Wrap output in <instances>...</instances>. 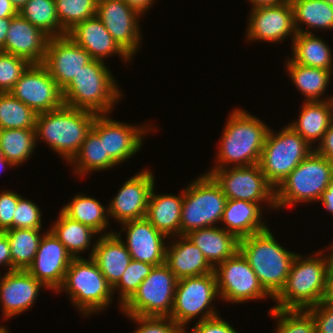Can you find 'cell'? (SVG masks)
Here are the masks:
<instances>
[{
	"label": "cell",
	"mask_w": 333,
	"mask_h": 333,
	"mask_svg": "<svg viewBox=\"0 0 333 333\" xmlns=\"http://www.w3.org/2000/svg\"><path fill=\"white\" fill-rule=\"evenodd\" d=\"M331 247V254L325 257L321 251L313 254L315 258L311 256L305 259L296 255L284 287L273 299L277 301L273 308L307 309L325 300L333 261V244Z\"/></svg>",
	"instance_id": "6da1fadb"
},
{
	"label": "cell",
	"mask_w": 333,
	"mask_h": 333,
	"mask_svg": "<svg viewBox=\"0 0 333 333\" xmlns=\"http://www.w3.org/2000/svg\"><path fill=\"white\" fill-rule=\"evenodd\" d=\"M226 123L217 154L218 163L211 170L229 168L231 163L233 167L258 164L270 128L241 109H234Z\"/></svg>",
	"instance_id": "7a4b0ae2"
},
{
	"label": "cell",
	"mask_w": 333,
	"mask_h": 333,
	"mask_svg": "<svg viewBox=\"0 0 333 333\" xmlns=\"http://www.w3.org/2000/svg\"><path fill=\"white\" fill-rule=\"evenodd\" d=\"M239 251L264 290L274 299L284 287L297 254L280 246L269 228L240 239Z\"/></svg>",
	"instance_id": "3957f363"
},
{
	"label": "cell",
	"mask_w": 333,
	"mask_h": 333,
	"mask_svg": "<svg viewBox=\"0 0 333 333\" xmlns=\"http://www.w3.org/2000/svg\"><path fill=\"white\" fill-rule=\"evenodd\" d=\"M96 115L64 104L58 109L37 114L36 140L41 137L39 140L46 141L53 151L70 162L92 129Z\"/></svg>",
	"instance_id": "277c9868"
},
{
	"label": "cell",
	"mask_w": 333,
	"mask_h": 333,
	"mask_svg": "<svg viewBox=\"0 0 333 333\" xmlns=\"http://www.w3.org/2000/svg\"><path fill=\"white\" fill-rule=\"evenodd\" d=\"M116 85L104 61L92 60L62 90L63 103L97 115L108 114L122 96Z\"/></svg>",
	"instance_id": "5b68a950"
},
{
	"label": "cell",
	"mask_w": 333,
	"mask_h": 333,
	"mask_svg": "<svg viewBox=\"0 0 333 333\" xmlns=\"http://www.w3.org/2000/svg\"><path fill=\"white\" fill-rule=\"evenodd\" d=\"M333 180V161L312 151L276 188V210L319 201Z\"/></svg>",
	"instance_id": "8992f818"
},
{
	"label": "cell",
	"mask_w": 333,
	"mask_h": 333,
	"mask_svg": "<svg viewBox=\"0 0 333 333\" xmlns=\"http://www.w3.org/2000/svg\"><path fill=\"white\" fill-rule=\"evenodd\" d=\"M61 290L69 293L74 305L85 316L106 309L114 297L112 286L91 257L72 259L58 289Z\"/></svg>",
	"instance_id": "52a82bcc"
},
{
	"label": "cell",
	"mask_w": 333,
	"mask_h": 333,
	"mask_svg": "<svg viewBox=\"0 0 333 333\" xmlns=\"http://www.w3.org/2000/svg\"><path fill=\"white\" fill-rule=\"evenodd\" d=\"M226 201L221 187L210 175L199 176L183 191L180 235L220 222Z\"/></svg>",
	"instance_id": "ba28073f"
},
{
	"label": "cell",
	"mask_w": 333,
	"mask_h": 333,
	"mask_svg": "<svg viewBox=\"0 0 333 333\" xmlns=\"http://www.w3.org/2000/svg\"><path fill=\"white\" fill-rule=\"evenodd\" d=\"M312 146L289 125L275 134L268 131L259 165L276 188L312 151Z\"/></svg>",
	"instance_id": "9c48e42d"
},
{
	"label": "cell",
	"mask_w": 333,
	"mask_h": 333,
	"mask_svg": "<svg viewBox=\"0 0 333 333\" xmlns=\"http://www.w3.org/2000/svg\"><path fill=\"white\" fill-rule=\"evenodd\" d=\"M176 284L177 278L165 263L154 266L121 310L127 316L170 317Z\"/></svg>",
	"instance_id": "30bf717a"
},
{
	"label": "cell",
	"mask_w": 333,
	"mask_h": 333,
	"mask_svg": "<svg viewBox=\"0 0 333 333\" xmlns=\"http://www.w3.org/2000/svg\"><path fill=\"white\" fill-rule=\"evenodd\" d=\"M218 296L214 272L177 280L170 318L185 330L187 323L200 313L203 314L198 321L215 317L218 314L211 302Z\"/></svg>",
	"instance_id": "8fae6325"
},
{
	"label": "cell",
	"mask_w": 333,
	"mask_h": 333,
	"mask_svg": "<svg viewBox=\"0 0 333 333\" xmlns=\"http://www.w3.org/2000/svg\"><path fill=\"white\" fill-rule=\"evenodd\" d=\"M210 175L228 199L268 203L276 208L275 187L267 180L258 164L210 170Z\"/></svg>",
	"instance_id": "7c38bea8"
},
{
	"label": "cell",
	"mask_w": 333,
	"mask_h": 333,
	"mask_svg": "<svg viewBox=\"0 0 333 333\" xmlns=\"http://www.w3.org/2000/svg\"><path fill=\"white\" fill-rule=\"evenodd\" d=\"M219 297L232 303L270 296L260 284L248 261L238 250L214 268Z\"/></svg>",
	"instance_id": "4fadbf2b"
},
{
	"label": "cell",
	"mask_w": 333,
	"mask_h": 333,
	"mask_svg": "<svg viewBox=\"0 0 333 333\" xmlns=\"http://www.w3.org/2000/svg\"><path fill=\"white\" fill-rule=\"evenodd\" d=\"M9 93L37 114L64 104L62 90L42 63L30 64Z\"/></svg>",
	"instance_id": "5bb4252c"
},
{
	"label": "cell",
	"mask_w": 333,
	"mask_h": 333,
	"mask_svg": "<svg viewBox=\"0 0 333 333\" xmlns=\"http://www.w3.org/2000/svg\"><path fill=\"white\" fill-rule=\"evenodd\" d=\"M97 17L118 45L132 58L141 41L139 13L124 0H98Z\"/></svg>",
	"instance_id": "9a60e30c"
},
{
	"label": "cell",
	"mask_w": 333,
	"mask_h": 333,
	"mask_svg": "<svg viewBox=\"0 0 333 333\" xmlns=\"http://www.w3.org/2000/svg\"><path fill=\"white\" fill-rule=\"evenodd\" d=\"M92 60L84 48L65 35L49 39L42 64L63 90L82 67Z\"/></svg>",
	"instance_id": "2e32d148"
},
{
	"label": "cell",
	"mask_w": 333,
	"mask_h": 333,
	"mask_svg": "<svg viewBox=\"0 0 333 333\" xmlns=\"http://www.w3.org/2000/svg\"><path fill=\"white\" fill-rule=\"evenodd\" d=\"M96 115L92 129L104 139L105 155H109L117 164L135 155L142 147V137L150 126H134ZM149 128V129H147Z\"/></svg>",
	"instance_id": "e0dca14e"
},
{
	"label": "cell",
	"mask_w": 333,
	"mask_h": 333,
	"mask_svg": "<svg viewBox=\"0 0 333 333\" xmlns=\"http://www.w3.org/2000/svg\"><path fill=\"white\" fill-rule=\"evenodd\" d=\"M153 173L141 170L128 179L108 204V215L124 223L146 217L151 191L155 185ZM111 215V216H110Z\"/></svg>",
	"instance_id": "ac0fdd59"
},
{
	"label": "cell",
	"mask_w": 333,
	"mask_h": 333,
	"mask_svg": "<svg viewBox=\"0 0 333 333\" xmlns=\"http://www.w3.org/2000/svg\"><path fill=\"white\" fill-rule=\"evenodd\" d=\"M72 259L65 246L48 230L42 236L34 261L27 271L47 289L57 292Z\"/></svg>",
	"instance_id": "d6986e66"
},
{
	"label": "cell",
	"mask_w": 333,
	"mask_h": 333,
	"mask_svg": "<svg viewBox=\"0 0 333 333\" xmlns=\"http://www.w3.org/2000/svg\"><path fill=\"white\" fill-rule=\"evenodd\" d=\"M251 10L246 33L249 41L279 42L290 34H292L293 41L297 32L294 27L293 7L290 1Z\"/></svg>",
	"instance_id": "ffe728a7"
},
{
	"label": "cell",
	"mask_w": 333,
	"mask_h": 333,
	"mask_svg": "<svg viewBox=\"0 0 333 333\" xmlns=\"http://www.w3.org/2000/svg\"><path fill=\"white\" fill-rule=\"evenodd\" d=\"M121 231L127 229L126 247L133 260L159 266L165 263L166 235L158 231L147 219L122 223Z\"/></svg>",
	"instance_id": "44dd1931"
},
{
	"label": "cell",
	"mask_w": 333,
	"mask_h": 333,
	"mask_svg": "<svg viewBox=\"0 0 333 333\" xmlns=\"http://www.w3.org/2000/svg\"><path fill=\"white\" fill-rule=\"evenodd\" d=\"M50 37L19 14L11 18L7 37L1 52L27 60L30 64L44 61Z\"/></svg>",
	"instance_id": "7402d4cb"
},
{
	"label": "cell",
	"mask_w": 333,
	"mask_h": 333,
	"mask_svg": "<svg viewBox=\"0 0 333 333\" xmlns=\"http://www.w3.org/2000/svg\"><path fill=\"white\" fill-rule=\"evenodd\" d=\"M45 286L27 270L7 271L0 277V302L5 318L27 311Z\"/></svg>",
	"instance_id": "603a6c76"
},
{
	"label": "cell",
	"mask_w": 333,
	"mask_h": 333,
	"mask_svg": "<svg viewBox=\"0 0 333 333\" xmlns=\"http://www.w3.org/2000/svg\"><path fill=\"white\" fill-rule=\"evenodd\" d=\"M67 35L84 48L93 60L104 61V58L113 54H118L124 62L131 59L113 39L97 15L78 23Z\"/></svg>",
	"instance_id": "cb8c5ba5"
},
{
	"label": "cell",
	"mask_w": 333,
	"mask_h": 333,
	"mask_svg": "<svg viewBox=\"0 0 333 333\" xmlns=\"http://www.w3.org/2000/svg\"><path fill=\"white\" fill-rule=\"evenodd\" d=\"M107 282L113 287L132 260L120 233L108 232L94 243L89 254Z\"/></svg>",
	"instance_id": "d4e9b609"
},
{
	"label": "cell",
	"mask_w": 333,
	"mask_h": 333,
	"mask_svg": "<svg viewBox=\"0 0 333 333\" xmlns=\"http://www.w3.org/2000/svg\"><path fill=\"white\" fill-rule=\"evenodd\" d=\"M166 246L165 264L177 280L214 272L202 251L186 235Z\"/></svg>",
	"instance_id": "484cf974"
},
{
	"label": "cell",
	"mask_w": 333,
	"mask_h": 333,
	"mask_svg": "<svg viewBox=\"0 0 333 333\" xmlns=\"http://www.w3.org/2000/svg\"><path fill=\"white\" fill-rule=\"evenodd\" d=\"M186 236L202 251L213 268L239 250V239L224 228L217 226L200 228L191 231Z\"/></svg>",
	"instance_id": "4316f807"
},
{
	"label": "cell",
	"mask_w": 333,
	"mask_h": 333,
	"mask_svg": "<svg viewBox=\"0 0 333 333\" xmlns=\"http://www.w3.org/2000/svg\"><path fill=\"white\" fill-rule=\"evenodd\" d=\"M262 208L258 203L246 200L226 201L221 223L227 232L234 234L239 240L268 229L262 218Z\"/></svg>",
	"instance_id": "83f0119b"
},
{
	"label": "cell",
	"mask_w": 333,
	"mask_h": 333,
	"mask_svg": "<svg viewBox=\"0 0 333 333\" xmlns=\"http://www.w3.org/2000/svg\"><path fill=\"white\" fill-rule=\"evenodd\" d=\"M151 191L146 219L167 237L180 236V221L183 204V193L175 195H156Z\"/></svg>",
	"instance_id": "f1b7e54d"
},
{
	"label": "cell",
	"mask_w": 333,
	"mask_h": 333,
	"mask_svg": "<svg viewBox=\"0 0 333 333\" xmlns=\"http://www.w3.org/2000/svg\"><path fill=\"white\" fill-rule=\"evenodd\" d=\"M332 123L330 100L305 101L300 116L289 126L299 133L311 146L312 142H321L325 132Z\"/></svg>",
	"instance_id": "f546056e"
},
{
	"label": "cell",
	"mask_w": 333,
	"mask_h": 333,
	"mask_svg": "<svg viewBox=\"0 0 333 333\" xmlns=\"http://www.w3.org/2000/svg\"><path fill=\"white\" fill-rule=\"evenodd\" d=\"M291 58L295 63L333 71L331 48L313 33H296Z\"/></svg>",
	"instance_id": "4dcf8cb0"
},
{
	"label": "cell",
	"mask_w": 333,
	"mask_h": 333,
	"mask_svg": "<svg viewBox=\"0 0 333 333\" xmlns=\"http://www.w3.org/2000/svg\"><path fill=\"white\" fill-rule=\"evenodd\" d=\"M286 64L292 82L305 95L307 102L329 100L323 98L320 100V96L325 93L333 71L298 64L291 58Z\"/></svg>",
	"instance_id": "1f68e13d"
},
{
	"label": "cell",
	"mask_w": 333,
	"mask_h": 333,
	"mask_svg": "<svg viewBox=\"0 0 333 333\" xmlns=\"http://www.w3.org/2000/svg\"><path fill=\"white\" fill-rule=\"evenodd\" d=\"M71 163L75 166V172L82 176L117 165L109 155H105L104 139H100L93 129L87 133L79 152L70 161Z\"/></svg>",
	"instance_id": "d6a6232c"
},
{
	"label": "cell",
	"mask_w": 333,
	"mask_h": 333,
	"mask_svg": "<svg viewBox=\"0 0 333 333\" xmlns=\"http://www.w3.org/2000/svg\"><path fill=\"white\" fill-rule=\"evenodd\" d=\"M294 27L297 33H312L304 31L300 23L309 28L327 30L333 29V6L324 0H292Z\"/></svg>",
	"instance_id": "836d02e7"
},
{
	"label": "cell",
	"mask_w": 333,
	"mask_h": 333,
	"mask_svg": "<svg viewBox=\"0 0 333 333\" xmlns=\"http://www.w3.org/2000/svg\"><path fill=\"white\" fill-rule=\"evenodd\" d=\"M50 231L57 239L65 246L68 253L73 258H80L79 253L84 252L90 247L92 236L98 234L89 226L70 219L62 211L59 213V218L52 225Z\"/></svg>",
	"instance_id": "e575fe53"
},
{
	"label": "cell",
	"mask_w": 333,
	"mask_h": 333,
	"mask_svg": "<svg viewBox=\"0 0 333 333\" xmlns=\"http://www.w3.org/2000/svg\"><path fill=\"white\" fill-rule=\"evenodd\" d=\"M94 198L85 196L84 194L75 195L70 203L65 205L61 211L70 219L78 221L83 225L89 226L97 233H101L107 229L108 210Z\"/></svg>",
	"instance_id": "d590c367"
},
{
	"label": "cell",
	"mask_w": 333,
	"mask_h": 333,
	"mask_svg": "<svg viewBox=\"0 0 333 333\" xmlns=\"http://www.w3.org/2000/svg\"><path fill=\"white\" fill-rule=\"evenodd\" d=\"M13 270H27L33 263L40 241V229L6 230Z\"/></svg>",
	"instance_id": "8d00e7d4"
},
{
	"label": "cell",
	"mask_w": 333,
	"mask_h": 333,
	"mask_svg": "<svg viewBox=\"0 0 333 333\" xmlns=\"http://www.w3.org/2000/svg\"><path fill=\"white\" fill-rule=\"evenodd\" d=\"M35 129L0 130L1 156L13 166L26 162L36 146Z\"/></svg>",
	"instance_id": "74e56055"
},
{
	"label": "cell",
	"mask_w": 333,
	"mask_h": 333,
	"mask_svg": "<svg viewBox=\"0 0 333 333\" xmlns=\"http://www.w3.org/2000/svg\"><path fill=\"white\" fill-rule=\"evenodd\" d=\"M18 14L50 38L62 36L54 0H28Z\"/></svg>",
	"instance_id": "f35d334b"
},
{
	"label": "cell",
	"mask_w": 333,
	"mask_h": 333,
	"mask_svg": "<svg viewBox=\"0 0 333 333\" xmlns=\"http://www.w3.org/2000/svg\"><path fill=\"white\" fill-rule=\"evenodd\" d=\"M37 113L9 92L0 93V130L35 129Z\"/></svg>",
	"instance_id": "ab89813d"
},
{
	"label": "cell",
	"mask_w": 333,
	"mask_h": 333,
	"mask_svg": "<svg viewBox=\"0 0 333 333\" xmlns=\"http://www.w3.org/2000/svg\"><path fill=\"white\" fill-rule=\"evenodd\" d=\"M62 36L97 13L98 0H54Z\"/></svg>",
	"instance_id": "60d3db41"
},
{
	"label": "cell",
	"mask_w": 333,
	"mask_h": 333,
	"mask_svg": "<svg viewBox=\"0 0 333 333\" xmlns=\"http://www.w3.org/2000/svg\"><path fill=\"white\" fill-rule=\"evenodd\" d=\"M269 313L278 318L276 333H315L314 320L307 309L271 308Z\"/></svg>",
	"instance_id": "b9f144b4"
},
{
	"label": "cell",
	"mask_w": 333,
	"mask_h": 333,
	"mask_svg": "<svg viewBox=\"0 0 333 333\" xmlns=\"http://www.w3.org/2000/svg\"><path fill=\"white\" fill-rule=\"evenodd\" d=\"M154 265L131 260L120 280L112 287L113 291L119 289L121 307L133 296L142 281L150 274Z\"/></svg>",
	"instance_id": "7bdbcfd3"
},
{
	"label": "cell",
	"mask_w": 333,
	"mask_h": 333,
	"mask_svg": "<svg viewBox=\"0 0 333 333\" xmlns=\"http://www.w3.org/2000/svg\"><path fill=\"white\" fill-rule=\"evenodd\" d=\"M29 65L24 58L0 51V93L9 92Z\"/></svg>",
	"instance_id": "ee69618b"
},
{
	"label": "cell",
	"mask_w": 333,
	"mask_h": 333,
	"mask_svg": "<svg viewBox=\"0 0 333 333\" xmlns=\"http://www.w3.org/2000/svg\"><path fill=\"white\" fill-rule=\"evenodd\" d=\"M41 211L28 199L20 197L12 221V229H41Z\"/></svg>",
	"instance_id": "f6af8a7d"
},
{
	"label": "cell",
	"mask_w": 333,
	"mask_h": 333,
	"mask_svg": "<svg viewBox=\"0 0 333 333\" xmlns=\"http://www.w3.org/2000/svg\"><path fill=\"white\" fill-rule=\"evenodd\" d=\"M139 325L133 333H186L170 317L128 316Z\"/></svg>",
	"instance_id": "bcb514c9"
},
{
	"label": "cell",
	"mask_w": 333,
	"mask_h": 333,
	"mask_svg": "<svg viewBox=\"0 0 333 333\" xmlns=\"http://www.w3.org/2000/svg\"><path fill=\"white\" fill-rule=\"evenodd\" d=\"M307 310L312 314L315 333H333V303L323 300Z\"/></svg>",
	"instance_id": "7dc6e473"
},
{
	"label": "cell",
	"mask_w": 333,
	"mask_h": 333,
	"mask_svg": "<svg viewBox=\"0 0 333 333\" xmlns=\"http://www.w3.org/2000/svg\"><path fill=\"white\" fill-rule=\"evenodd\" d=\"M20 194L11 191L0 193V232L12 229L13 216Z\"/></svg>",
	"instance_id": "c3c4849f"
},
{
	"label": "cell",
	"mask_w": 333,
	"mask_h": 333,
	"mask_svg": "<svg viewBox=\"0 0 333 333\" xmlns=\"http://www.w3.org/2000/svg\"><path fill=\"white\" fill-rule=\"evenodd\" d=\"M191 331L192 333H238L219 315L203 321H198Z\"/></svg>",
	"instance_id": "681fc988"
},
{
	"label": "cell",
	"mask_w": 333,
	"mask_h": 333,
	"mask_svg": "<svg viewBox=\"0 0 333 333\" xmlns=\"http://www.w3.org/2000/svg\"><path fill=\"white\" fill-rule=\"evenodd\" d=\"M316 148H314V150L318 154L333 161V123L330 124V126L327 129V131L325 132L321 142L318 143V146H316Z\"/></svg>",
	"instance_id": "f907efd6"
},
{
	"label": "cell",
	"mask_w": 333,
	"mask_h": 333,
	"mask_svg": "<svg viewBox=\"0 0 333 333\" xmlns=\"http://www.w3.org/2000/svg\"><path fill=\"white\" fill-rule=\"evenodd\" d=\"M9 267L7 271H13V263L10 254V245L5 232H0V265Z\"/></svg>",
	"instance_id": "816d5d0a"
},
{
	"label": "cell",
	"mask_w": 333,
	"mask_h": 333,
	"mask_svg": "<svg viewBox=\"0 0 333 333\" xmlns=\"http://www.w3.org/2000/svg\"><path fill=\"white\" fill-rule=\"evenodd\" d=\"M319 201H321L325 208L333 214V180L322 193Z\"/></svg>",
	"instance_id": "f5cc1de1"
},
{
	"label": "cell",
	"mask_w": 333,
	"mask_h": 333,
	"mask_svg": "<svg viewBox=\"0 0 333 333\" xmlns=\"http://www.w3.org/2000/svg\"><path fill=\"white\" fill-rule=\"evenodd\" d=\"M124 1L129 7L136 10L140 14V16H142V14L146 12V10L149 9L152 3L154 2L153 0H124Z\"/></svg>",
	"instance_id": "db71d44e"
},
{
	"label": "cell",
	"mask_w": 333,
	"mask_h": 333,
	"mask_svg": "<svg viewBox=\"0 0 333 333\" xmlns=\"http://www.w3.org/2000/svg\"><path fill=\"white\" fill-rule=\"evenodd\" d=\"M18 14L10 0H0V18H12Z\"/></svg>",
	"instance_id": "11a10c76"
},
{
	"label": "cell",
	"mask_w": 333,
	"mask_h": 333,
	"mask_svg": "<svg viewBox=\"0 0 333 333\" xmlns=\"http://www.w3.org/2000/svg\"><path fill=\"white\" fill-rule=\"evenodd\" d=\"M11 18H0V50L4 47Z\"/></svg>",
	"instance_id": "9f6ffc18"
},
{
	"label": "cell",
	"mask_w": 333,
	"mask_h": 333,
	"mask_svg": "<svg viewBox=\"0 0 333 333\" xmlns=\"http://www.w3.org/2000/svg\"><path fill=\"white\" fill-rule=\"evenodd\" d=\"M253 8L262 6H273L286 2V0H249Z\"/></svg>",
	"instance_id": "6f0895ef"
},
{
	"label": "cell",
	"mask_w": 333,
	"mask_h": 333,
	"mask_svg": "<svg viewBox=\"0 0 333 333\" xmlns=\"http://www.w3.org/2000/svg\"><path fill=\"white\" fill-rule=\"evenodd\" d=\"M325 300L333 303V261L329 270L328 291Z\"/></svg>",
	"instance_id": "680465c9"
},
{
	"label": "cell",
	"mask_w": 333,
	"mask_h": 333,
	"mask_svg": "<svg viewBox=\"0 0 333 333\" xmlns=\"http://www.w3.org/2000/svg\"><path fill=\"white\" fill-rule=\"evenodd\" d=\"M28 0H10L11 4L16 8V10H20Z\"/></svg>",
	"instance_id": "91938a15"
},
{
	"label": "cell",
	"mask_w": 333,
	"mask_h": 333,
	"mask_svg": "<svg viewBox=\"0 0 333 333\" xmlns=\"http://www.w3.org/2000/svg\"><path fill=\"white\" fill-rule=\"evenodd\" d=\"M8 165V167H12L13 165L9 162V161H7L4 157H0V171H2V169L1 168H5V166H7Z\"/></svg>",
	"instance_id": "94428289"
},
{
	"label": "cell",
	"mask_w": 333,
	"mask_h": 333,
	"mask_svg": "<svg viewBox=\"0 0 333 333\" xmlns=\"http://www.w3.org/2000/svg\"><path fill=\"white\" fill-rule=\"evenodd\" d=\"M330 100L331 108L333 109V96L328 98ZM332 123H333V110H332Z\"/></svg>",
	"instance_id": "6125c7cd"
},
{
	"label": "cell",
	"mask_w": 333,
	"mask_h": 333,
	"mask_svg": "<svg viewBox=\"0 0 333 333\" xmlns=\"http://www.w3.org/2000/svg\"><path fill=\"white\" fill-rule=\"evenodd\" d=\"M0 333H9V331L6 329V327L0 326Z\"/></svg>",
	"instance_id": "be15d7a7"
},
{
	"label": "cell",
	"mask_w": 333,
	"mask_h": 333,
	"mask_svg": "<svg viewBox=\"0 0 333 333\" xmlns=\"http://www.w3.org/2000/svg\"><path fill=\"white\" fill-rule=\"evenodd\" d=\"M326 1L328 4H330L331 6H333V0H324Z\"/></svg>",
	"instance_id": "e7e4bbea"
}]
</instances>
